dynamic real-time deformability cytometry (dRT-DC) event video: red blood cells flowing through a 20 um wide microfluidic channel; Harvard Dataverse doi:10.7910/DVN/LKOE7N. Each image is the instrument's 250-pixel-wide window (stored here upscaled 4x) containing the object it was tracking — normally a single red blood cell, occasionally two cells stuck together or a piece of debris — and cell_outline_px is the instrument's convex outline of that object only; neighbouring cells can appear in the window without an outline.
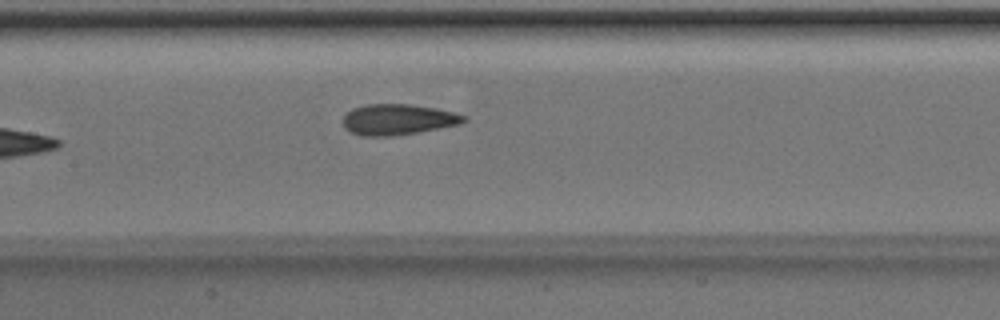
{"species": "Egyptian fruit bat (a non-hibernating species)", "species_latin": "Rousettus aegyptiacus", "temperature_condition": "room temperature", "stored_images_in_passage": 7, "camera_frame_rate_fps": 3000, "um_per_image_px": 0.085, "animal": {"sex": "male"}, "frame": {"image": 1, "passage_image": 7, "time_ms": 2.0, "image_size_px": [1000, 320], "cell_outline_px": [[468, 120], [460, 124], [420, 132], [392, 136], [360, 136], [348, 132], [344, 128], [344, 116], [352, 108], [364, 104], [408, 104], [436, 108], [452, 112], [464, 116]], "centroid_in_image_um": [33.79, 10.16], "position_along_channel_um": 173.6, "area_um2": 21.79}}